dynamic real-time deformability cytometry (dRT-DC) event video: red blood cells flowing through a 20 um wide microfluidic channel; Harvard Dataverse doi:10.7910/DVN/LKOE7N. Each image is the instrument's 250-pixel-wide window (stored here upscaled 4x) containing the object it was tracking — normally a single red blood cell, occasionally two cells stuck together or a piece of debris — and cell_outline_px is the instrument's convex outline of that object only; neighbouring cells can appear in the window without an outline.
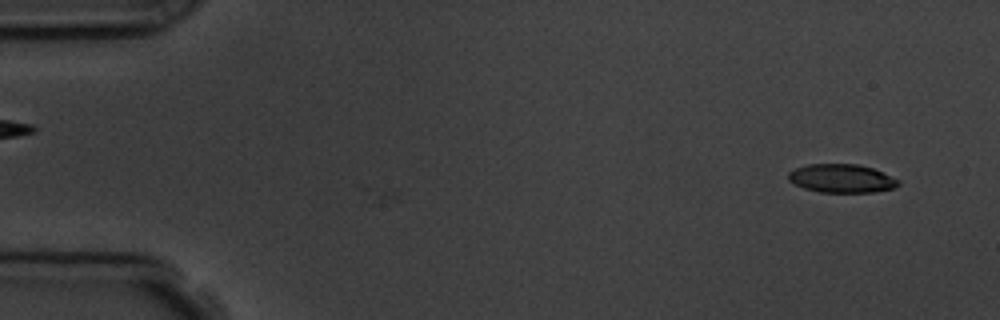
{"species": "common noctule bat (a hibernating species)", "species_latin": "Nyctalus noctula", "temperature_condition": "room temperature", "stored_images_in_passage": 3, "segment_of_instrument_passage": [2, 2], "camera_frame_rate_fps": 3000, "um_per_image_px": 0.085, "animal": {"sex": "male", "body_mass_g": 19.5, "forearm_length_mm": 54.6}, "frame": {"image": 1, "passage_image": 3, "time_ms": 3.0, "image_size_px": [1000, 320], "cell_outline_px": [[900, 184], [892, 188], [872, 192], [820, 192], [804, 188], [788, 180], [788, 172], [796, 168], [808, 164], [856, 164], [872, 168], [900, 180]], "centroid_in_image_um": [71.52, 15.16], "position_along_channel_um": 13.5, "area_um2": 18.09}}